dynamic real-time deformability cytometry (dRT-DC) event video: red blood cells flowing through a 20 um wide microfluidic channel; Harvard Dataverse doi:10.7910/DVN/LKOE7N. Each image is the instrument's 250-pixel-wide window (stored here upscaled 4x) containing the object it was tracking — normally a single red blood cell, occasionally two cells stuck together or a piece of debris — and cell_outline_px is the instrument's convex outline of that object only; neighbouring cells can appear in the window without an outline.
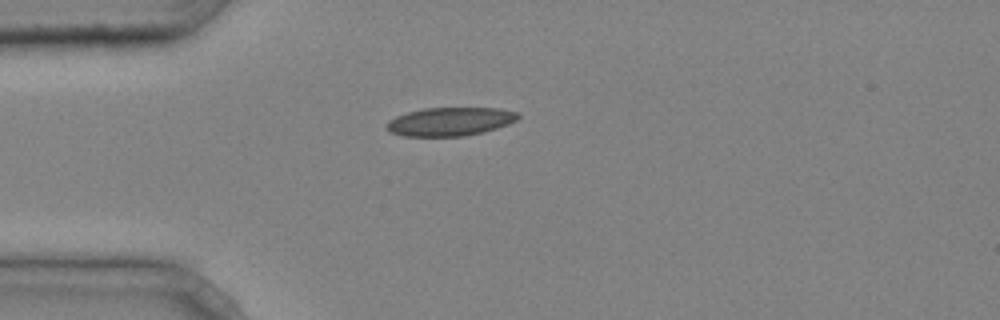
{"species": "common noctule bat (a hibernating species)", "species_latin": "Nyctalus noctula", "temperature_condition": "cold", "stored_images_in_passage": 31, "camera_frame_rate_fps": 3000, "um_per_image_px": 0.085, "animal": {"sex": "male", "body_mass_g": 20.4}, "frame": {"image": 1, "passage_image": 1, "time_ms": 0.0, "image_size_px": [1000, 320], "cell_outline_px": [[520, 116], [516, 120], [508, 124], [484, 132], [464, 136], [404, 136], [388, 132], [384, 128], [388, 120], [396, 116], [408, 112], [424, 108], [500, 108], [520, 112]], "centroid_in_image_um": [38.24, 10.33], "position_along_channel_um": 46.8, "area_um2": 22.02}}
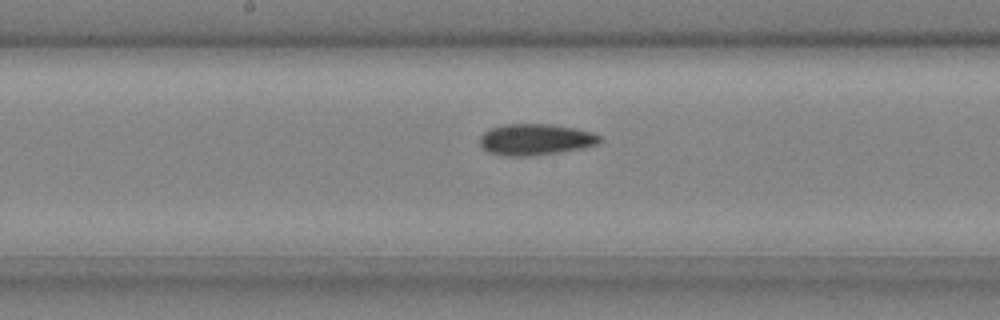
{"frame": {"image": 2, "passage_image": 13, "time_ms": 4.0, "image_size_px": [1000, 320], "cell_outline_px": [[600, 140], [596, 144], [584, 148], [532, 156], [500, 156], [488, 152], [480, 144], [480, 136], [484, 132], [492, 128], [504, 124], [548, 124], [576, 128], [592, 132], [600, 136]], "centroid_in_image_um": [45.49, 11.86], "position_along_channel_um": 202.7, "area_um2": 21.85}}
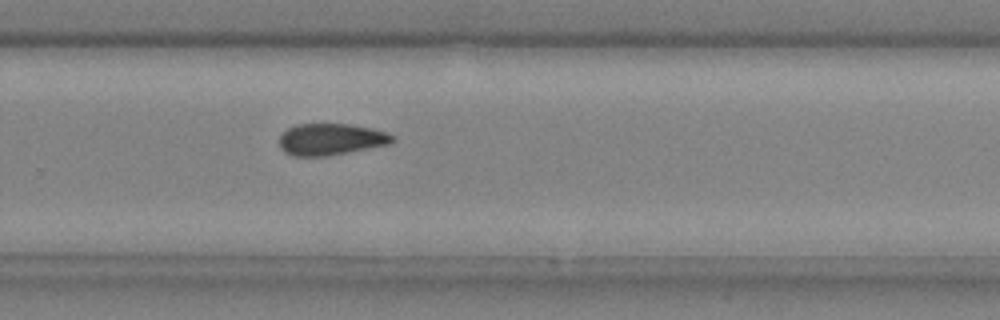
{"frame": {"image": 3, "passage_image": 20, "time_ms": 6.333, "image_size_px": [1000, 320], "cell_outline_px": [[396, 140], [392, 144], [328, 156], [292, 156], [284, 152], [280, 148], [280, 136], [288, 128], [296, 124], [352, 124], [372, 128], [388, 132]], "centroid_in_image_um": [28.16, 11.84], "position_along_channel_um": 301.6, "area_um2": 21.1}, "authors_computed_cell_mechanics": {"area_um2": 21.2704, "velocity_mm_per_s": 4.2502, "shape_relaxation_time_tau1_ms": 5.5596, "shape_relaxation_time_tau2_ms": 7.2168, "deformation_change_tau1": 0.1167, "deformation_change_tau2": 0.1314}}